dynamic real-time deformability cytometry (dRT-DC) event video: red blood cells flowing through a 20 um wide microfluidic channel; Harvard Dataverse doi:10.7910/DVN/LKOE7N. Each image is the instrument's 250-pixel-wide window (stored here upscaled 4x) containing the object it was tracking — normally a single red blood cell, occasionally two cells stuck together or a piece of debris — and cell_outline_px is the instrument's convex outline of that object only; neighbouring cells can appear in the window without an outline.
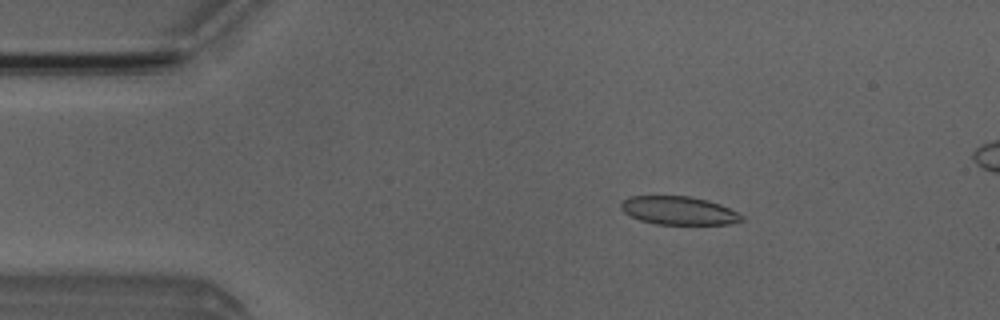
{"species": "Egyptian fruit bat (a non-hibernating species)", "species_latin": "Rousettus aegyptiacus", "temperature_condition": "room temperature", "stored_images_in_passage": 4, "camera_frame_rate_fps": 3000, "um_per_image_px": 0.085, "animal": {"sex": "male"}, "frame": {"image": 1, "passage_image": 2, "time_ms": 1.0, "image_size_px": [1000, 320], "cell_outline_px": [[744, 220], [728, 224], [656, 224], [640, 220], [624, 212], [620, 208], [620, 204], [628, 196], [688, 196], [708, 200], [720, 204], [740, 212], [744, 216]], "centroid_in_image_um": [57.72, 17.89], "position_along_channel_um": 27.3, "area_um2": 20.0}}